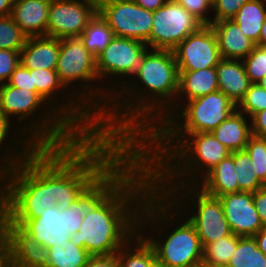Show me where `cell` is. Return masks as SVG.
<instances>
[{"label":"cell","mask_w":266,"mask_h":267,"mask_svg":"<svg viewBox=\"0 0 266 267\" xmlns=\"http://www.w3.org/2000/svg\"><path fill=\"white\" fill-rule=\"evenodd\" d=\"M153 188V170L143 161L93 212L83 216L70 241L91 255L116 253L137 232L141 204Z\"/></svg>","instance_id":"cell-2"},{"label":"cell","mask_w":266,"mask_h":267,"mask_svg":"<svg viewBox=\"0 0 266 267\" xmlns=\"http://www.w3.org/2000/svg\"><path fill=\"white\" fill-rule=\"evenodd\" d=\"M90 256L84 247L69 240L49 247V261L45 267H85Z\"/></svg>","instance_id":"cell-30"},{"label":"cell","mask_w":266,"mask_h":267,"mask_svg":"<svg viewBox=\"0 0 266 267\" xmlns=\"http://www.w3.org/2000/svg\"><path fill=\"white\" fill-rule=\"evenodd\" d=\"M140 147L127 146L62 212L45 208L34 219H9L45 247L66 243L80 229L83 216L93 212L142 162Z\"/></svg>","instance_id":"cell-3"},{"label":"cell","mask_w":266,"mask_h":267,"mask_svg":"<svg viewBox=\"0 0 266 267\" xmlns=\"http://www.w3.org/2000/svg\"><path fill=\"white\" fill-rule=\"evenodd\" d=\"M51 0H14L11 18L27 37L46 36Z\"/></svg>","instance_id":"cell-22"},{"label":"cell","mask_w":266,"mask_h":267,"mask_svg":"<svg viewBox=\"0 0 266 267\" xmlns=\"http://www.w3.org/2000/svg\"><path fill=\"white\" fill-rule=\"evenodd\" d=\"M114 137H80L56 147V207L69 208L82 191L127 147Z\"/></svg>","instance_id":"cell-7"},{"label":"cell","mask_w":266,"mask_h":267,"mask_svg":"<svg viewBox=\"0 0 266 267\" xmlns=\"http://www.w3.org/2000/svg\"><path fill=\"white\" fill-rule=\"evenodd\" d=\"M56 72L63 85L97 118L108 109L112 97L100 84L96 57L80 37L60 39Z\"/></svg>","instance_id":"cell-9"},{"label":"cell","mask_w":266,"mask_h":267,"mask_svg":"<svg viewBox=\"0 0 266 267\" xmlns=\"http://www.w3.org/2000/svg\"><path fill=\"white\" fill-rule=\"evenodd\" d=\"M246 74L252 83H258L266 76V48L256 45L242 60Z\"/></svg>","instance_id":"cell-38"},{"label":"cell","mask_w":266,"mask_h":267,"mask_svg":"<svg viewBox=\"0 0 266 267\" xmlns=\"http://www.w3.org/2000/svg\"><path fill=\"white\" fill-rule=\"evenodd\" d=\"M202 26L203 24L178 2L167 0L153 12L150 49L173 50Z\"/></svg>","instance_id":"cell-14"},{"label":"cell","mask_w":266,"mask_h":267,"mask_svg":"<svg viewBox=\"0 0 266 267\" xmlns=\"http://www.w3.org/2000/svg\"><path fill=\"white\" fill-rule=\"evenodd\" d=\"M36 92L81 136L100 135L98 119L63 85L56 70L32 69Z\"/></svg>","instance_id":"cell-11"},{"label":"cell","mask_w":266,"mask_h":267,"mask_svg":"<svg viewBox=\"0 0 266 267\" xmlns=\"http://www.w3.org/2000/svg\"><path fill=\"white\" fill-rule=\"evenodd\" d=\"M27 36L13 21L11 16L0 17V49L20 51Z\"/></svg>","instance_id":"cell-35"},{"label":"cell","mask_w":266,"mask_h":267,"mask_svg":"<svg viewBox=\"0 0 266 267\" xmlns=\"http://www.w3.org/2000/svg\"><path fill=\"white\" fill-rule=\"evenodd\" d=\"M237 110L251 118L255 113L266 109V89L258 83H252L243 99L236 106Z\"/></svg>","instance_id":"cell-37"},{"label":"cell","mask_w":266,"mask_h":267,"mask_svg":"<svg viewBox=\"0 0 266 267\" xmlns=\"http://www.w3.org/2000/svg\"><path fill=\"white\" fill-rule=\"evenodd\" d=\"M0 237L10 247L15 267H45L49 248L42 246L21 226L0 212Z\"/></svg>","instance_id":"cell-19"},{"label":"cell","mask_w":266,"mask_h":267,"mask_svg":"<svg viewBox=\"0 0 266 267\" xmlns=\"http://www.w3.org/2000/svg\"><path fill=\"white\" fill-rule=\"evenodd\" d=\"M89 1H91L98 7L101 3L108 1V0H89Z\"/></svg>","instance_id":"cell-52"},{"label":"cell","mask_w":266,"mask_h":267,"mask_svg":"<svg viewBox=\"0 0 266 267\" xmlns=\"http://www.w3.org/2000/svg\"><path fill=\"white\" fill-rule=\"evenodd\" d=\"M237 248V236L232 234L203 247L202 264L206 267H226Z\"/></svg>","instance_id":"cell-33"},{"label":"cell","mask_w":266,"mask_h":267,"mask_svg":"<svg viewBox=\"0 0 266 267\" xmlns=\"http://www.w3.org/2000/svg\"><path fill=\"white\" fill-rule=\"evenodd\" d=\"M154 185H195L231 151L211 133H155L142 147Z\"/></svg>","instance_id":"cell-4"},{"label":"cell","mask_w":266,"mask_h":267,"mask_svg":"<svg viewBox=\"0 0 266 267\" xmlns=\"http://www.w3.org/2000/svg\"><path fill=\"white\" fill-rule=\"evenodd\" d=\"M194 225L201 244L232 235L221 201L196 185H154Z\"/></svg>","instance_id":"cell-10"},{"label":"cell","mask_w":266,"mask_h":267,"mask_svg":"<svg viewBox=\"0 0 266 267\" xmlns=\"http://www.w3.org/2000/svg\"><path fill=\"white\" fill-rule=\"evenodd\" d=\"M178 70H201L216 67L223 59L217 37L210 25H203L174 49Z\"/></svg>","instance_id":"cell-17"},{"label":"cell","mask_w":266,"mask_h":267,"mask_svg":"<svg viewBox=\"0 0 266 267\" xmlns=\"http://www.w3.org/2000/svg\"><path fill=\"white\" fill-rule=\"evenodd\" d=\"M256 45L266 48V19L262 25L260 38Z\"/></svg>","instance_id":"cell-50"},{"label":"cell","mask_w":266,"mask_h":267,"mask_svg":"<svg viewBox=\"0 0 266 267\" xmlns=\"http://www.w3.org/2000/svg\"><path fill=\"white\" fill-rule=\"evenodd\" d=\"M14 0H0V17L9 16Z\"/></svg>","instance_id":"cell-49"},{"label":"cell","mask_w":266,"mask_h":267,"mask_svg":"<svg viewBox=\"0 0 266 267\" xmlns=\"http://www.w3.org/2000/svg\"><path fill=\"white\" fill-rule=\"evenodd\" d=\"M0 110L37 147H64L81 137L36 91L1 84Z\"/></svg>","instance_id":"cell-8"},{"label":"cell","mask_w":266,"mask_h":267,"mask_svg":"<svg viewBox=\"0 0 266 267\" xmlns=\"http://www.w3.org/2000/svg\"><path fill=\"white\" fill-rule=\"evenodd\" d=\"M137 5L141 6L142 8L154 12L158 8L162 7L167 0H133Z\"/></svg>","instance_id":"cell-47"},{"label":"cell","mask_w":266,"mask_h":267,"mask_svg":"<svg viewBox=\"0 0 266 267\" xmlns=\"http://www.w3.org/2000/svg\"><path fill=\"white\" fill-rule=\"evenodd\" d=\"M265 19L266 0H249L232 18L241 31L255 43L259 41Z\"/></svg>","instance_id":"cell-29"},{"label":"cell","mask_w":266,"mask_h":267,"mask_svg":"<svg viewBox=\"0 0 266 267\" xmlns=\"http://www.w3.org/2000/svg\"><path fill=\"white\" fill-rule=\"evenodd\" d=\"M258 84H259L262 88L266 89V76H264V77L262 78V80H261L260 82H258Z\"/></svg>","instance_id":"cell-51"},{"label":"cell","mask_w":266,"mask_h":267,"mask_svg":"<svg viewBox=\"0 0 266 267\" xmlns=\"http://www.w3.org/2000/svg\"><path fill=\"white\" fill-rule=\"evenodd\" d=\"M7 83L16 88L36 91L32 80V69L24 67L21 63L15 68V71L11 74Z\"/></svg>","instance_id":"cell-42"},{"label":"cell","mask_w":266,"mask_h":267,"mask_svg":"<svg viewBox=\"0 0 266 267\" xmlns=\"http://www.w3.org/2000/svg\"><path fill=\"white\" fill-rule=\"evenodd\" d=\"M178 89L173 50L147 49L135 73L98 119L100 135L133 146L175 104Z\"/></svg>","instance_id":"cell-1"},{"label":"cell","mask_w":266,"mask_h":267,"mask_svg":"<svg viewBox=\"0 0 266 267\" xmlns=\"http://www.w3.org/2000/svg\"><path fill=\"white\" fill-rule=\"evenodd\" d=\"M194 267H206V266L203 265V264H200V265H198V266H194Z\"/></svg>","instance_id":"cell-53"},{"label":"cell","mask_w":266,"mask_h":267,"mask_svg":"<svg viewBox=\"0 0 266 267\" xmlns=\"http://www.w3.org/2000/svg\"><path fill=\"white\" fill-rule=\"evenodd\" d=\"M249 0H212V22L232 19Z\"/></svg>","instance_id":"cell-40"},{"label":"cell","mask_w":266,"mask_h":267,"mask_svg":"<svg viewBox=\"0 0 266 267\" xmlns=\"http://www.w3.org/2000/svg\"><path fill=\"white\" fill-rule=\"evenodd\" d=\"M195 185L214 197L239 192L233 152L209 170Z\"/></svg>","instance_id":"cell-26"},{"label":"cell","mask_w":266,"mask_h":267,"mask_svg":"<svg viewBox=\"0 0 266 267\" xmlns=\"http://www.w3.org/2000/svg\"><path fill=\"white\" fill-rule=\"evenodd\" d=\"M226 267H266V256L254 237L237 236V248Z\"/></svg>","instance_id":"cell-31"},{"label":"cell","mask_w":266,"mask_h":267,"mask_svg":"<svg viewBox=\"0 0 266 267\" xmlns=\"http://www.w3.org/2000/svg\"><path fill=\"white\" fill-rule=\"evenodd\" d=\"M250 122L252 135L266 139V109L255 113Z\"/></svg>","instance_id":"cell-43"},{"label":"cell","mask_w":266,"mask_h":267,"mask_svg":"<svg viewBox=\"0 0 266 267\" xmlns=\"http://www.w3.org/2000/svg\"><path fill=\"white\" fill-rule=\"evenodd\" d=\"M219 90L216 68L179 70L175 104L133 145L142 147L187 101Z\"/></svg>","instance_id":"cell-18"},{"label":"cell","mask_w":266,"mask_h":267,"mask_svg":"<svg viewBox=\"0 0 266 267\" xmlns=\"http://www.w3.org/2000/svg\"><path fill=\"white\" fill-rule=\"evenodd\" d=\"M203 25L212 23V0H175Z\"/></svg>","instance_id":"cell-39"},{"label":"cell","mask_w":266,"mask_h":267,"mask_svg":"<svg viewBox=\"0 0 266 267\" xmlns=\"http://www.w3.org/2000/svg\"><path fill=\"white\" fill-rule=\"evenodd\" d=\"M236 109V105L217 90L187 101L156 133L212 132Z\"/></svg>","instance_id":"cell-12"},{"label":"cell","mask_w":266,"mask_h":267,"mask_svg":"<svg viewBox=\"0 0 266 267\" xmlns=\"http://www.w3.org/2000/svg\"><path fill=\"white\" fill-rule=\"evenodd\" d=\"M37 148L0 110V173L23 163Z\"/></svg>","instance_id":"cell-21"},{"label":"cell","mask_w":266,"mask_h":267,"mask_svg":"<svg viewBox=\"0 0 266 267\" xmlns=\"http://www.w3.org/2000/svg\"><path fill=\"white\" fill-rule=\"evenodd\" d=\"M210 26L217 37L223 59L242 61L256 46L232 19L215 21Z\"/></svg>","instance_id":"cell-23"},{"label":"cell","mask_w":266,"mask_h":267,"mask_svg":"<svg viewBox=\"0 0 266 267\" xmlns=\"http://www.w3.org/2000/svg\"><path fill=\"white\" fill-rule=\"evenodd\" d=\"M120 267H154L157 264L152 245L137 230L116 252Z\"/></svg>","instance_id":"cell-28"},{"label":"cell","mask_w":266,"mask_h":267,"mask_svg":"<svg viewBox=\"0 0 266 267\" xmlns=\"http://www.w3.org/2000/svg\"><path fill=\"white\" fill-rule=\"evenodd\" d=\"M236 179L239 183V192H255L265 185L257 178L248 153L245 150L233 152Z\"/></svg>","instance_id":"cell-34"},{"label":"cell","mask_w":266,"mask_h":267,"mask_svg":"<svg viewBox=\"0 0 266 267\" xmlns=\"http://www.w3.org/2000/svg\"><path fill=\"white\" fill-rule=\"evenodd\" d=\"M215 68L219 90L237 106L252 84L243 61L222 59Z\"/></svg>","instance_id":"cell-25"},{"label":"cell","mask_w":266,"mask_h":267,"mask_svg":"<svg viewBox=\"0 0 266 267\" xmlns=\"http://www.w3.org/2000/svg\"><path fill=\"white\" fill-rule=\"evenodd\" d=\"M113 37L114 33L98 13L80 35L84 46L95 57L106 48Z\"/></svg>","instance_id":"cell-32"},{"label":"cell","mask_w":266,"mask_h":267,"mask_svg":"<svg viewBox=\"0 0 266 267\" xmlns=\"http://www.w3.org/2000/svg\"><path fill=\"white\" fill-rule=\"evenodd\" d=\"M56 202V147H38L0 173V209L8 219L37 218Z\"/></svg>","instance_id":"cell-6"},{"label":"cell","mask_w":266,"mask_h":267,"mask_svg":"<svg viewBox=\"0 0 266 267\" xmlns=\"http://www.w3.org/2000/svg\"><path fill=\"white\" fill-rule=\"evenodd\" d=\"M211 133L231 152L244 150L252 136L250 118L236 109Z\"/></svg>","instance_id":"cell-27"},{"label":"cell","mask_w":266,"mask_h":267,"mask_svg":"<svg viewBox=\"0 0 266 267\" xmlns=\"http://www.w3.org/2000/svg\"><path fill=\"white\" fill-rule=\"evenodd\" d=\"M20 63V51L0 49V85L7 83Z\"/></svg>","instance_id":"cell-41"},{"label":"cell","mask_w":266,"mask_h":267,"mask_svg":"<svg viewBox=\"0 0 266 267\" xmlns=\"http://www.w3.org/2000/svg\"><path fill=\"white\" fill-rule=\"evenodd\" d=\"M60 39L38 36L27 37L20 50V63L28 69L56 70Z\"/></svg>","instance_id":"cell-24"},{"label":"cell","mask_w":266,"mask_h":267,"mask_svg":"<svg viewBox=\"0 0 266 267\" xmlns=\"http://www.w3.org/2000/svg\"><path fill=\"white\" fill-rule=\"evenodd\" d=\"M0 267H15L10 247L0 237Z\"/></svg>","instance_id":"cell-46"},{"label":"cell","mask_w":266,"mask_h":267,"mask_svg":"<svg viewBox=\"0 0 266 267\" xmlns=\"http://www.w3.org/2000/svg\"><path fill=\"white\" fill-rule=\"evenodd\" d=\"M138 231L152 245L157 264L163 267L202 264L203 246L194 225L155 187L141 204Z\"/></svg>","instance_id":"cell-5"},{"label":"cell","mask_w":266,"mask_h":267,"mask_svg":"<svg viewBox=\"0 0 266 267\" xmlns=\"http://www.w3.org/2000/svg\"><path fill=\"white\" fill-rule=\"evenodd\" d=\"M154 267H163V266H161V265H159V264H156Z\"/></svg>","instance_id":"cell-54"},{"label":"cell","mask_w":266,"mask_h":267,"mask_svg":"<svg viewBox=\"0 0 266 267\" xmlns=\"http://www.w3.org/2000/svg\"><path fill=\"white\" fill-rule=\"evenodd\" d=\"M244 150L250 157L257 178L266 186V139L252 135Z\"/></svg>","instance_id":"cell-36"},{"label":"cell","mask_w":266,"mask_h":267,"mask_svg":"<svg viewBox=\"0 0 266 267\" xmlns=\"http://www.w3.org/2000/svg\"><path fill=\"white\" fill-rule=\"evenodd\" d=\"M147 49L142 41L114 36L96 56L100 84L111 97L129 81Z\"/></svg>","instance_id":"cell-13"},{"label":"cell","mask_w":266,"mask_h":267,"mask_svg":"<svg viewBox=\"0 0 266 267\" xmlns=\"http://www.w3.org/2000/svg\"><path fill=\"white\" fill-rule=\"evenodd\" d=\"M97 13L114 36L142 41L150 49L153 12L142 8L133 0H108L97 7Z\"/></svg>","instance_id":"cell-15"},{"label":"cell","mask_w":266,"mask_h":267,"mask_svg":"<svg viewBox=\"0 0 266 267\" xmlns=\"http://www.w3.org/2000/svg\"><path fill=\"white\" fill-rule=\"evenodd\" d=\"M232 233L239 237H253L262 228L260 216L253 202L252 192L229 193L218 197Z\"/></svg>","instance_id":"cell-20"},{"label":"cell","mask_w":266,"mask_h":267,"mask_svg":"<svg viewBox=\"0 0 266 267\" xmlns=\"http://www.w3.org/2000/svg\"><path fill=\"white\" fill-rule=\"evenodd\" d=\"M254 239L257 242L258 248L266 256V227H263L257 234H255Z\"/></svg>","instance_id":"cell-48"},{"label":"cell","mask_w":266,"mask_h":267,"mask_svg":"<svg viewBox=\"0 0 266 267\" xmlns=\"http://www.w3.org/2000/svg\"><path fill=\"white\" fill-rule=\"evenodd\" d=\"M116 253L109 255H91L85 267H117Z\"/></svg>","instance_id":"cell-44"},{"label":"cell","mask_w":266,"mask_h":267,"mask_svg":"<svg viewBox=\"0 0 266 267\" xmlns=\"http://www.w3.org/2000/svg\"><path fill=\"white\" fill-rule=\"evenodd\" d=\"M253 202L263 227H266V186L253 192Z\"/></svg>","instance_id":"cell-45"},{"label":"cell","mask_w":266,"mask_h":267,"mask_svg":"<svg viewBox=\"0 0 266 267\" xmlns=\"http://www.w3.org/2000/svg\"><path fill=\"white\" fill-rule=\"evenodd\" d=\"M96 14L97 6L89 0H51L46 36L80 37Z\"/></svg>","instance_id":"cell-16"}]
</instances>
